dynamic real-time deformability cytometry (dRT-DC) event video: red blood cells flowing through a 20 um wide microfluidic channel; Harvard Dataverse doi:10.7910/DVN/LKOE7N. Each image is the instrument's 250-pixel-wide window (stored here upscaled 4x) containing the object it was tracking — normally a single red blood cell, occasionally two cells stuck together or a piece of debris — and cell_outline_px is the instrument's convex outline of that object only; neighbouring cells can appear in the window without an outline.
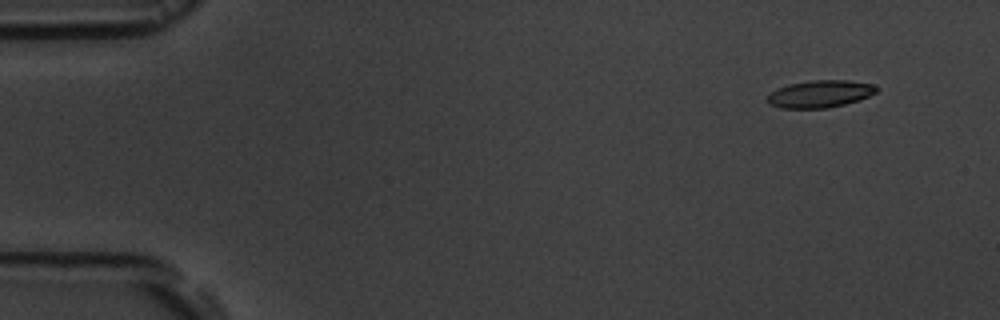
{"species": "common noctule bat (a hibernating species)", "species_latin": "Nyctalus noctula", "temperature_condition": "room temperature", "stored_images_in_passage": 5, "camera_frame_rate_fps": 3000, "um_per_image_px": 0.085, "animal": {"sex": "male", "body_mass_g": 19.5, "forearm_length_mm": 54.6}, "frame": {"image": 1, "passage_image": 2, "time_ms": 1.333, "image_size_px": [1000, 320], "cell_outline_px": [[880, 88], [876, 92], [860, 100], [828, 108], [780, 108], [768, 104], [768, 96], [776, 88], [788, 84], [812, 80], [848, 80], [872, 84]], "centroid_in_image_um": [69.7, 7.98], "position_along_channel_um": 15.3, "area_um2": 17.4}}
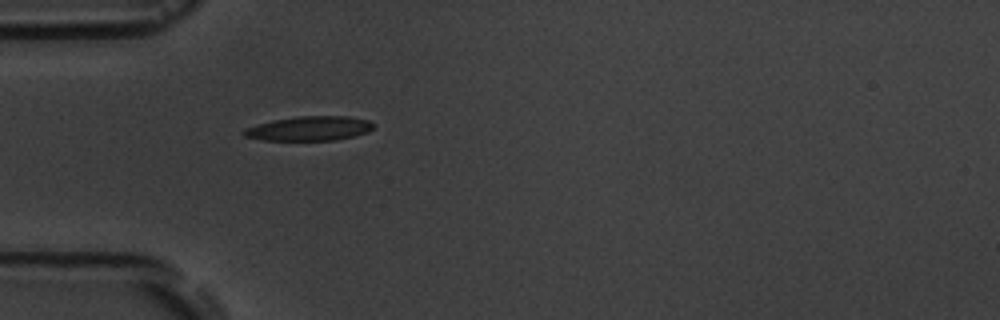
{"frame": {"image": 2, "passage_image": 5, "time_ms": 5.333, "image_size_px": [1000, 320], "cell_outline_px": [[376, 124], [368, 132], [336, 140], [264, 140], [244, 136], [240, 132], [244, 128], [272, 120], [300, 116], [348, 116], [368, 120]], "centroid_in_image_um": [26.28, 10.92], "position_along_channel_um": 58.7, "area_um2": 18.44}}